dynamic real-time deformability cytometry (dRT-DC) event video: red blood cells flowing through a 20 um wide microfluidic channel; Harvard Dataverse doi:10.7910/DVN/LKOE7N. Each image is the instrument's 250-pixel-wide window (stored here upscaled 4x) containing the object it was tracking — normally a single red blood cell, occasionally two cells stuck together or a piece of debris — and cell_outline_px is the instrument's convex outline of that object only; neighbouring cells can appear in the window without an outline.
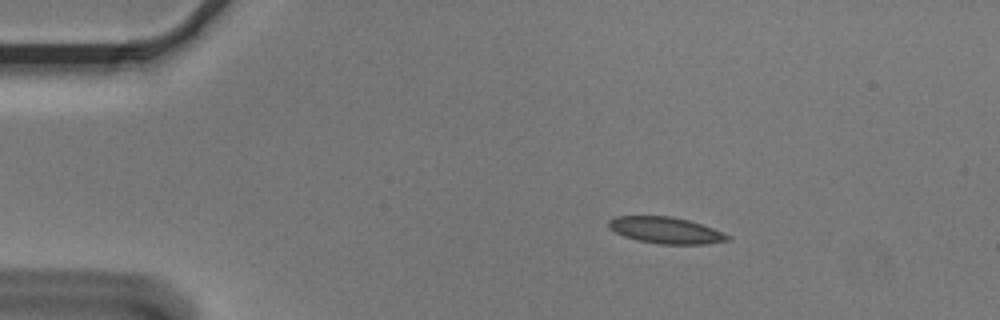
{"species": "Egyptian fruit bat (a non-hibernating species)", "species_latin": "Rousettus aegyptiacus", "temperature_condition": "cold", "stored_images_in_passage": 3, "camera_frame_rate_fps": 3000, "um_per_image_px": 0.085, "animal": {"sex": "male"}, "frame": {"image": 1, "passage_image": 1, "time_ms": 0.0, "image_size_px": [1000, 320], "cell_outline_px": [[732, 240], [704, 244], [660, 244], [636, 240], [624, 236], [608, 228], [608, 220], [616, 216], [672, 216], [688, 220], [712, 228], [732, 236]], "centroid_in_image_um": [56.59, 19.57], "position_along_channel_um": 28.4, "area_um2": 18.38}}
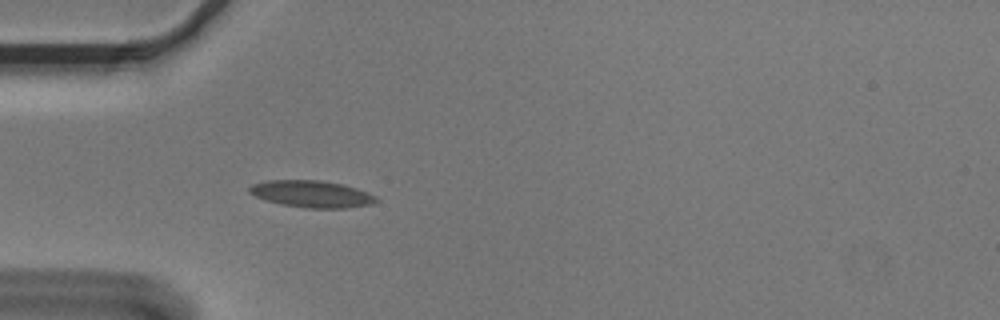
{"frame": {"image": 2, "passage_image": 3, "time_ms": 0.667, "image_size_px": [1000, 320], "cell_outline_px": [[380, 200], [376, 204], [348, 208], [304, 208], [264, 200], [248, 192], [248, 188], [252, 184], [268, 180], [320, 180], [344, 184], [356, 188], [376, 196]], "centroid_in_image_um": [26.54, 16.49], "position_along_channel_um": 58.5, "area_um2": 20.06}}